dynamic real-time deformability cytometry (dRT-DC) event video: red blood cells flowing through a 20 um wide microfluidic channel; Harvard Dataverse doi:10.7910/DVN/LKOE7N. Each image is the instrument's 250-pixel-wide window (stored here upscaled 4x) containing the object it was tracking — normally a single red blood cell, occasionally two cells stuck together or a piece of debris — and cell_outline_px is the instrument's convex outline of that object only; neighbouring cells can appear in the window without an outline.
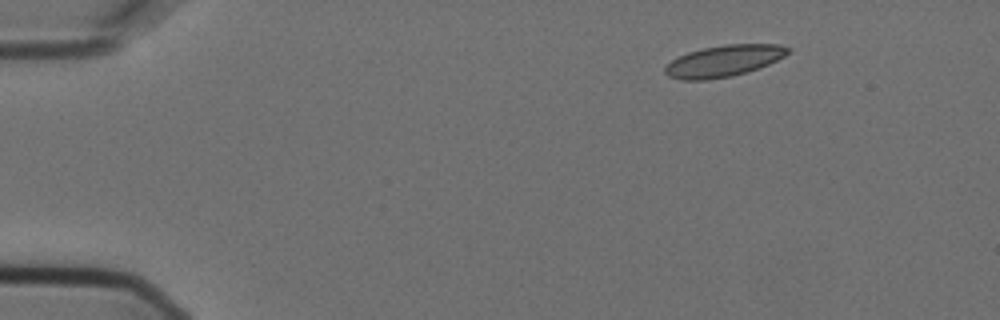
{"species": "Egyptian fruit bat (a non-hibernating species)", "species_latin": "Rousettus aegyptiacus", "temperature_condition": "cold", "stored_images_in_passage": 4, "camera_frame_rate_fps": 3000, "um_per_image_px": 0.085, "animal": {"sex": "female"}, "frame": {"image": 1, "passage_image": 1, "time_ms": 0.0, "image_size_px": [1000, 320], "cell_outline_px": [[792, 48], [784, 56], [768, 64], [748, 72], [732, 76], [708, 80], [680, 80], [668, 76], [664, 72], [664, 68], [672, 60], [688, 52], [704, 48], [724, 44], [780, 44]], "centroid_in_image_um": [61.52, 5.18], "position_along_channel_um": 23.5, "area_um2": 22.54}}
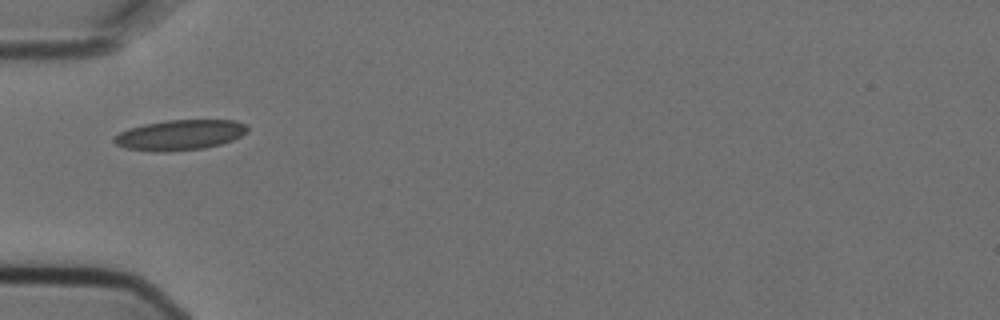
{"frame": {"image": 2, "passage_image": 4, "time_ms": 1.0, "image_size_px": [1000, 320], "cell_outline_px": [[248, 132], [232, 140], [220, 144], [204, 148], [164, 152], [160, 152], [124, 148], [116, 144], [112, 140], [112, 136], [128, 128], [144, 124], [168, 120], [236, 120], [244, 124], [248, 128]], "centroid_in_image_um": [15.26, 11.47], "position_along_channel_um": 69.7, "area_um2": 23.58}}